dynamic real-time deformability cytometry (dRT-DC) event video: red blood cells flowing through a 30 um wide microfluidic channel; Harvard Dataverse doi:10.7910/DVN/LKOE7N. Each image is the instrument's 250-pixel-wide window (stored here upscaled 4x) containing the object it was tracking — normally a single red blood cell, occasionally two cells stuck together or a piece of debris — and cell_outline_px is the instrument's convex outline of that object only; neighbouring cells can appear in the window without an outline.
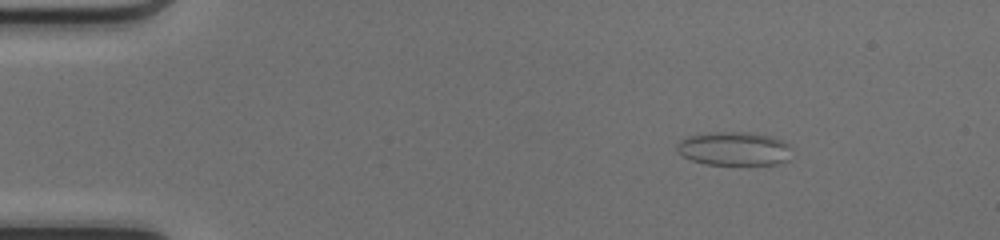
{"species": "common noctule bat (a hibernating species)", "species_latin": "Nyctalus noctula", "temperature_condition": "cold", "stored_images_in_passage": 49, "camera_frame_rate_fps": 3000, "um_per_image_px": 0.085, "animal": {"sex": "female", "body_mass_g": 17.0, "forearm_length_mm": 48.0}, "frame": {"image": 1, "passage_image": 6, "time_ms": 1.667, "image_size_px": [1000, 240], "cell_outline_px": [[792, 148], [788, 160], [780, 164], [708, 164], [692, 160], [676, 152], [676, 144], [680, 140], [688, 136], [716, 132], [752, 132], [768, 136], [780, 140], [788, 144]], "centroid_in_image_um": [62.4, 12.64], "position_along_channel_um": 22.6, "area_um2": 22.48}}
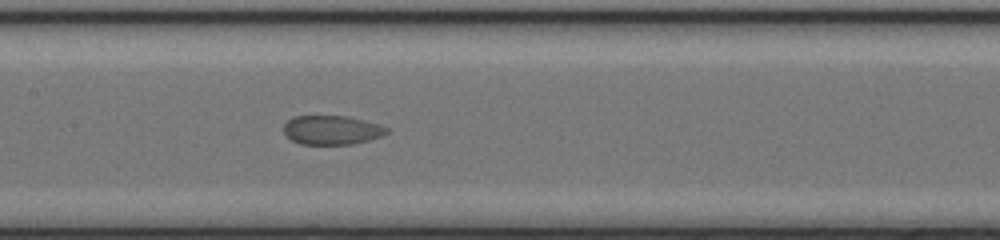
{"frame": {"image": 2, "passage_image": 24, "time_ms": 7.667, "image_size_px": [1000, 240], "cell_outline_px": [[388, 132], [380, 136], [368, 140], [352, 144], [300, 144], [292, 140], [284, 132], [284, 124], [292, 116], [348, 116], [380, 124], [388, 128]], "centroid_in_image_um": [28.2, 11.04], "position_along_channel_um": 179.2, "area_um2": 17.4}}
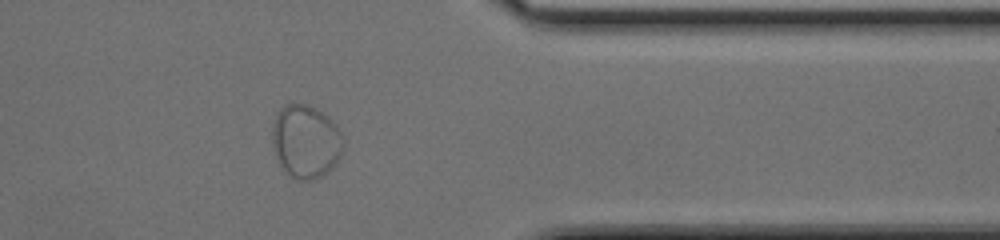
{"frame": {"image": 3, "passage_image": 40, "time_ms": 13.0, "image_size_px": [1000, 240], "cell_outline_px": [[344, 148], [336, 164], [320, 176], [312, 180], [296, 180], [284, 172], [276, 156], [272, 144], [272, 124], [276, 112], [284, 104], [308, 104], [316, 108], [328, 116], [336, 124], [344, 140]], "centroid_in_image_um": [25.98, 12.01], "position_along_channel_um": 385.4, "area_um2": 30.75}}